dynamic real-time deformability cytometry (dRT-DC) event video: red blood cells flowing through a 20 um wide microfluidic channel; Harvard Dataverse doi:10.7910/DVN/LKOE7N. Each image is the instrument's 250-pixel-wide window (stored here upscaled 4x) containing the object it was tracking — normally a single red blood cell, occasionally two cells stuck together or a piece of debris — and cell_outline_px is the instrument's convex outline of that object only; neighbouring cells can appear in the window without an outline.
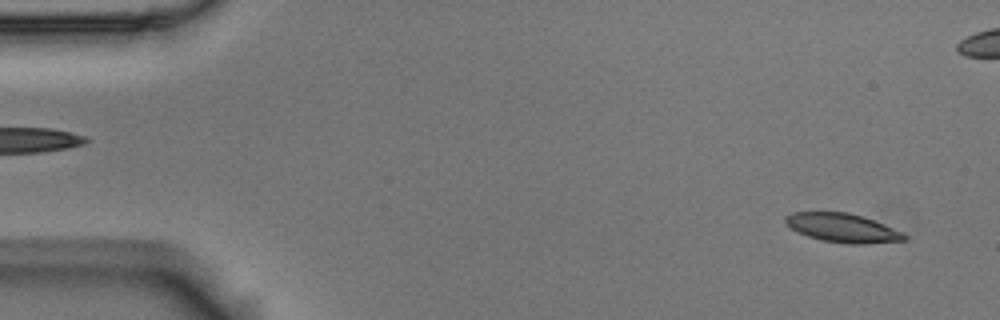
{"species": "Egyptian fruit bat (a non-hibernating species)", "species_latin": "Rousettus aegyptiacus", "temperature_condition": "room temperature", "stored_images_in_passage": 52, "camera_frame_rate_fps": 3000, "um_per_image_px": 0.085, "animal": {"sex": "male"}, "frame": {"image": 1, "passage_image": 3, "time_ms": 0.667, "image_size_px": [1000, 320], "cell_outline_px": [[908, 240], [864, 244], [848, 244], [820, 240], [808, 236], [792, 228], [784, 220], [784, 216], [792, 212], [848, 212], [884, 224], [904, 232], [908, 236]], "centroid_in_image_um": [71.66, 19.38], "position_along_channel_um": 13.3, "area_um2": 19.94}}
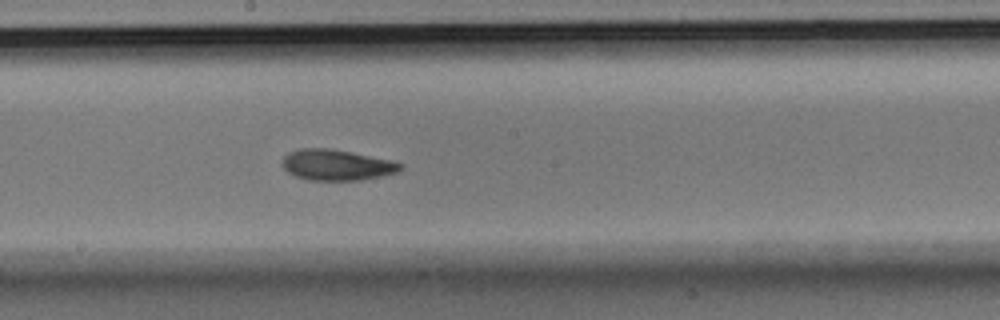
{"frame": {"image": 2, "passage_image": 30, "time_ms": 9.667, "image_size_px": [1000, 320], "cell_outline_px": [[404, 168], [396, 172], [364, 180], [308, 180], [296, 176], [288, 172], [284, 168], [284, 156], [288, 152], [300, 148], [332, 148], [352, 152], [388, 160], [404, 164]], "centroid_in_image_um": [28.62, 14.02], "position_along_channel_um": 219.6, "area_um2": 21.1}}
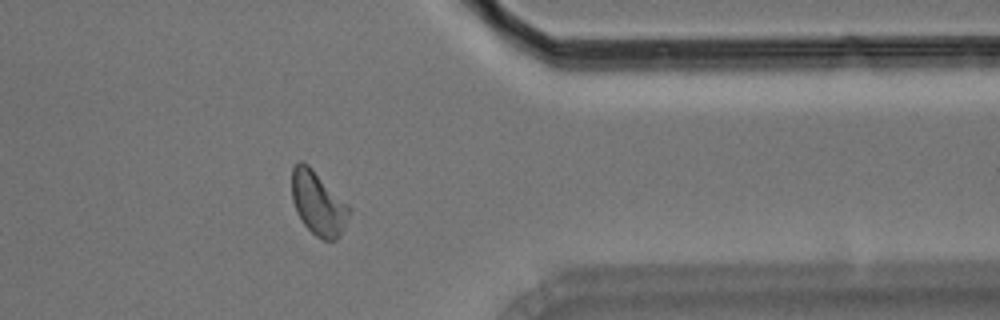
{"frame": {"image": 3, "passage_image": 45, "time_ms": 14.667, "image_size_px": [1000, 320], "cell_outline_px": [[352, 212], [340, 236], [336, 240], [324, 240], [316, 236], [304, 224], [296, 212], [292, 200], [292, 168], [300, 160], [308, 164], [352, 208]], "centroid_in_image_um": [27.06, 17.29], "position_along_channel_um": 384.3, "area_um2": 21.39}, "authors_computed_cell_mechanics": {"area_um2": 20.8369, "velocity_mm_per_s": 3.5411, "shape_relaxation_time_tau1_ms": 7.754, "shape_relaxation_time_tau2_ms": 4.9137, "deformation_change_tau1": 0.1767, "deformation_change_tau2": 0.1096}}